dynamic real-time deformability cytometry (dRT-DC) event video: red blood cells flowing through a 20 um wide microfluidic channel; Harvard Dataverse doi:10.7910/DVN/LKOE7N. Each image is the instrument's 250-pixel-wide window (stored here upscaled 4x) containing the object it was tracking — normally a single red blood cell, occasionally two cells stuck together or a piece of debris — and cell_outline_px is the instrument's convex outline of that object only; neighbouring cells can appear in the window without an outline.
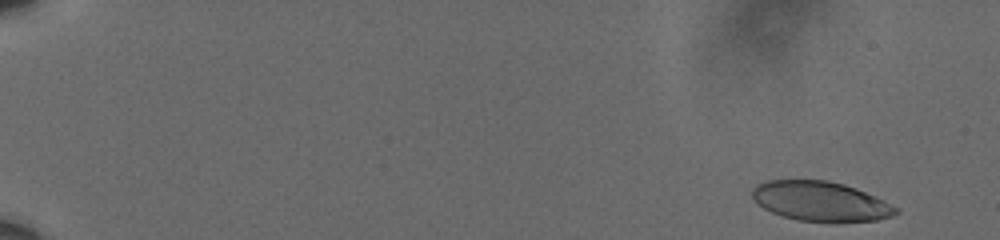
{"species": "human", "species_latin": "Homo sapiens", "temperature_condition": "cold", "stored_images_in_passage": 27, "camera_frame_rate_fps": 3000, "um_per_image_px": 0.085, "donor": {"sex": "male"}, "frame": {"image": 1, "passage_image": 1, "time_ms": 0.0, "image_size_px": [1000, 240], "cell_outline_px": [[900, 212], [892, 216], [876, 220], [836, 224], [800, 220], [784, 216], [772, 212], [756, 204], [752, 196], [752, 188], [756, 184], [764, 180], [828, 180], [844, 184], [856, 188], [876, 196], [900, 208]], "centroid_in_image_um": [69.78, 17.13], "position_along_channel_um": 15.2, "area_um2": 33.99}}
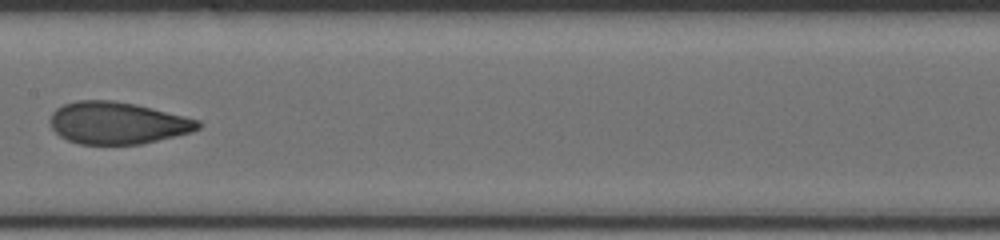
{"frame": {"image": 2, "passage_image": 15, "time_ms": 4.667, "image_size_px": [1000, 240], "cell_outline_px": [[204, 124], [200, 128], [192, 132], [140, 144], [80, 144], [68, 140], [60, 136], [52, 128], [48, 120], [52, 112], [56, 108], [64, 104], [76, 100], [112, 100], [136, 104], [200, 120]], "centroid_in_image_um": [9.98, 10.44], "position_along_channel_um": 197.4, "area_um2": 36.41}}
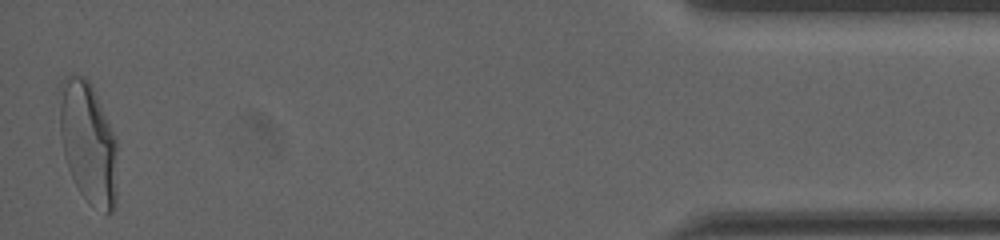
{"frame": {"image": 3, "passage_image": 26, "time_ms": 8.333, "image_size_px": [1000, 240], "cell_outline_px": [[116, 208], [112, 212], [104, 212], [88, 204], [80, 192], [68, 168], [64, 156], [60, 132], [60, 104], [64, 76], [72, 72], [84, 76], [92, 84], [116, 140]], "centroid_in_image_um": [7.5, 12.15], "position_along_channel_um": 427.7, "area_um2": 40.92}}